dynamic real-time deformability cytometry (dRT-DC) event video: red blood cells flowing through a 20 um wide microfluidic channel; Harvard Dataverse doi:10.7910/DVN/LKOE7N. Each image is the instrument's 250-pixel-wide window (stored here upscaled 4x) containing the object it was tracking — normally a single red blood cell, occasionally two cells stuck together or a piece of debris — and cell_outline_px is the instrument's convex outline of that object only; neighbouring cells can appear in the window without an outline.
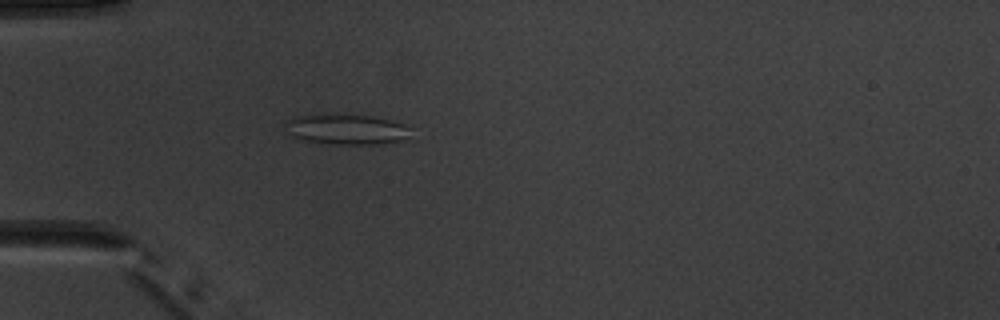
{"species": "common noctule bat (a hibernating species)", "species_latin": "Nyctalus noctula", "temperature_condition": "warm", "stored_images_in_passage": 3, "camera_frame_rate_fps": 3000, "um_per_image_px": 0.085, "animal": {"sex": "male", "body_mass_g": 20.1, "forearm_length_mm": 53.5}, "frame": {"image": 1, "passage_image": 3, "time_ms": 2.333, "image_size_px": [1000, 320], "cell_outline_px": [[408, 136], [404, 140], [376, 144], [320, 144], [304, 140], [292, 136], [284, 124], [284, 120], [296, 116], [372, 116], [404, 124], [408, 128]], "centroid_in_image_um": [29.41, 11.03], "position_along_channel_um": 55.6, "area_um2": 21.56}}